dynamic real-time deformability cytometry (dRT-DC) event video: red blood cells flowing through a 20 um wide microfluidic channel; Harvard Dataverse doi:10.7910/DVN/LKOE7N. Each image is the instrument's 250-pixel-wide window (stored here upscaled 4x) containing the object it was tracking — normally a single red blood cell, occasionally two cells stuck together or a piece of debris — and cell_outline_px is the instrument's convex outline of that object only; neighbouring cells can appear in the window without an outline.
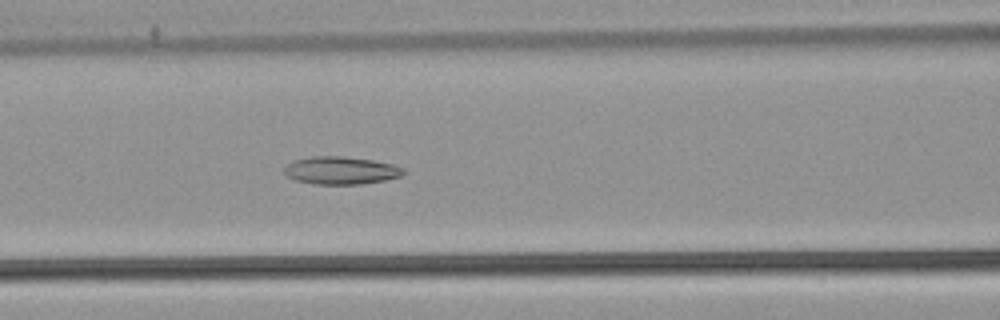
{"species": "common noctule bat (a hibernating species)", "species_latin": "Nyctalus noctula", "temperature_condition": "warm", "stored_images_in_passage": 39, "camera_frame_rate_fps": 3000, "um_per_image_px": 0.085, "animal": {"sex": "male", "body_mass_g": 21.5, "forearm_length_mm": 52.0}, "frame": {"image": 1, "passage_image": 9, "time_ms": 2.667, "image_size_px": [1000, 320], "cell_outline_px": [[404, 172], [400, 176], [384, 180], [360, 184], [316, 184], [296, 180], [284, 176], [284, 168], [288, 164], [296, 160], [312, 156], [340, 156], [372, 160], [392, 164], [404, 168]], "centroid_in_image_um": [28.95, 14.49], "position_along_channel_um": 137.7, "area_um2": 19.07}}
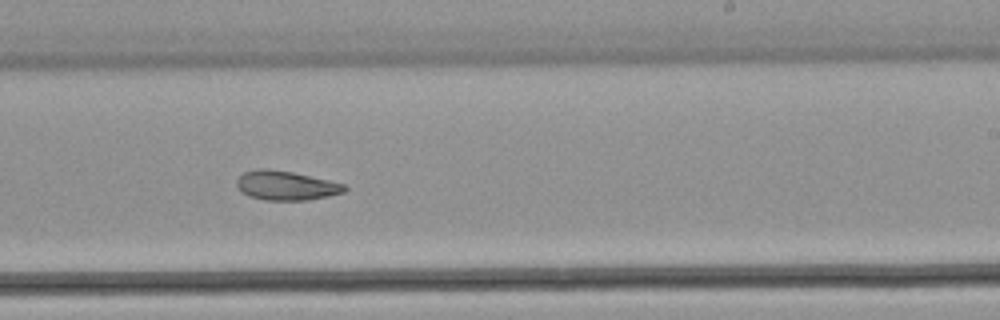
{"frame": {"image": 2, "passage_image": 19, "time_ms": 6.0, "image_size_px": [1000, 320], "cell_outline_px": [[348, 188], [344, 192], [328, 196], [308, 200], [264, 200], [248, 196], [236, 184], [236, 180], [244, 172], [260, 168], [268, 168], [292, 172], [328, 180], [344, 184]], "centroid_in_image_um": [24.31, 15.77], "position_along_channel_um": 264.7, "area_um2": 18.26}}
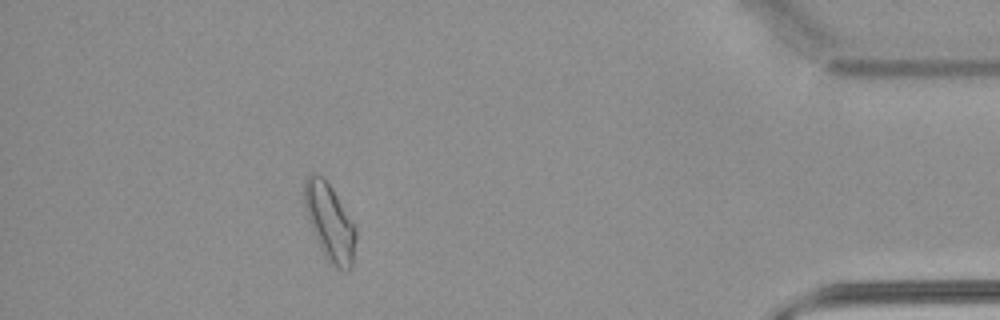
{"frame": {"image": 3, "passage_image": 34, "time_ms": 11.0, "image_size_px": [1000, 320], "cell_outline_px": [[356, 240], [352, 268], [348, 272], [344, 272], [328, 264], [312, 228], [304, 204], [304, 180], [312, 172], [320, 172], [324, 176], [356, 224]], "centroid_in_image_um": [28.06, 18.89], "position_along_channel_um": 407.1, "area_um2": 23.52}, "authors_computed_cell_mechanics": {"area_um2": 19.5942, "velocity_mm_per_s": 3.8261, "shape_relaxation_time_tau1_ms": null, "shape_relaxation_time_tau2_ms": 9.4549, "deformation_change_tau1": null, "deformation_change_tau2": 0.1715}}